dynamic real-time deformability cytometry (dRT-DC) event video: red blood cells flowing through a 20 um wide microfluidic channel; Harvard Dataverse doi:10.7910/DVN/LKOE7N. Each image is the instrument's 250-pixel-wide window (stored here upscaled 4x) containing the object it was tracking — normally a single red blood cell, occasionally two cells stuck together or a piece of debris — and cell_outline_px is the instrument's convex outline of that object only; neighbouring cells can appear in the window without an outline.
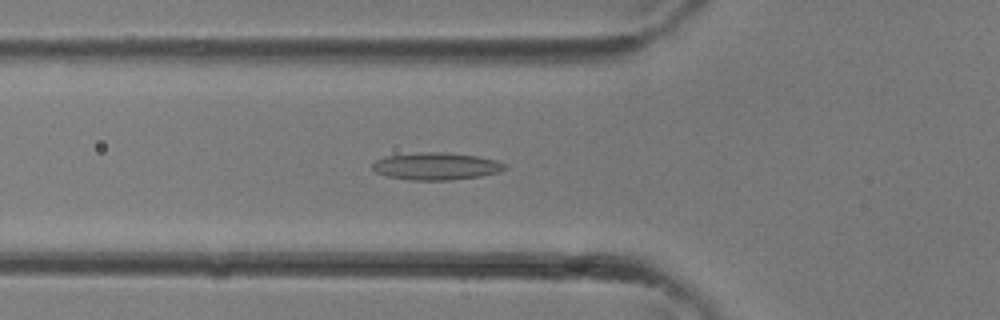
{"species": "common noctule bat (a hibernating species)", "species_latin": "Nyctalus noctula", "temperature_condition": "room temperature", "stored_images_in_passage": 24, "camera_frame_rate_fps": 3000, "um_per_image_px": 0.085, "animal": {"sex": "female"}, "frame": {"image": 1, "passage_image": 2, "time_ms": 0.333, "image_size_px": [1000, 320], "cell_outline_px": [[508, 168], [500, 172], [480, 176], [448, 180], [408, 180], [388, 176], [376, 172], [372, 168], [372, 164], [376, 160], [388, 156], [420, 152], [444, 152], [476, 156], [496, 160], [508, 164]], "centroid_in_image_um": [37.12, 14.13], "position_along_channel_um": 88.7, "area_um2": 21.04}}
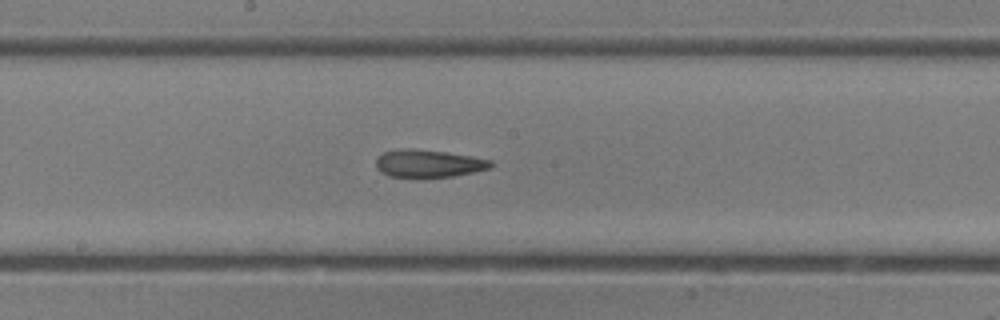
{"frame": {"image": 2, "passage_image": 8, "time_ms": 2.333, "image_size_px": [1000, 320], "cell_outline_px": [[492, 168], [452, 176], [420, 180], [416, 180], [388, 176], [380, 172], [376, 168], [376, 156], [384, 152], [400, 148], [412, 148], [444, 152], [472, 156], [492, 160]], "centroid_in_image_um": [36.35, 13.93], "position_along_channel_um": 211.8, "area_um2": 19.31}}
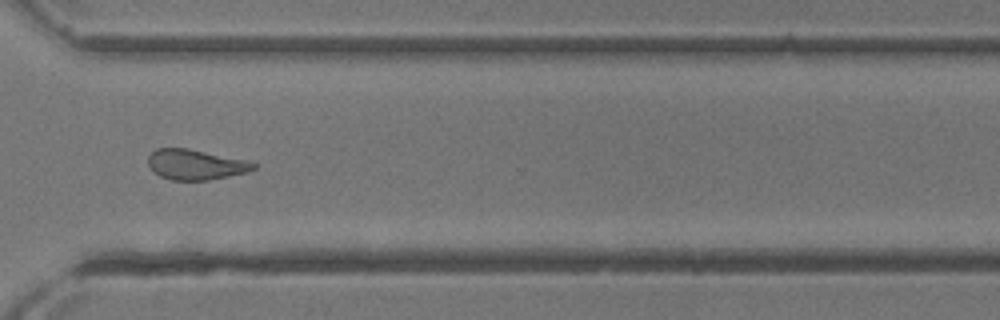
{"frame": {"image": 3, "passage_image": 15, "time_ms": 4.667, "image_size_px": [1000, 320], "cell_outline_px": [[256, 168], [248, 172], [208, 180], [172, 180], [160, 176], [148, 164], [148, 156], [156, 148], [188, 148], [244, 160], [256, 164]], "centroid_in_image_um": [16.61, 13.99], "position_along_channel_um": 354.0, "area_um2": 18.32}}